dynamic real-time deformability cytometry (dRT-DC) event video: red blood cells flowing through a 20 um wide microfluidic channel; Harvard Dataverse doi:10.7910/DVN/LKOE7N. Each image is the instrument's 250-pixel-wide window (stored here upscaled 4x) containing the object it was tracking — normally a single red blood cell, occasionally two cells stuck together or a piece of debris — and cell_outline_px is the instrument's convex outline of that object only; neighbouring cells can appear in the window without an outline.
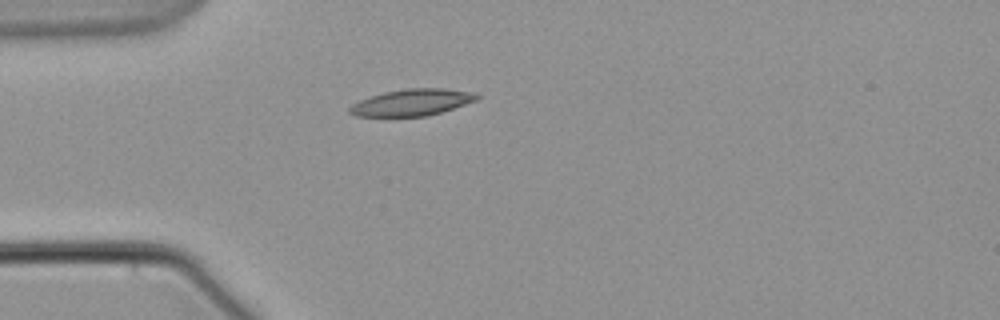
{"species": "common noctule bat (a hibernating species)", "species_latin": "Nyctalus noctula", "temperature_condition": "warm", "stored_images_in_passage": 11, "camera_frame_rate_fps": 3000, "um_per_image_px": 0.085, "animal": {"sex": "male", "body_mass_g": 21.5, "forearm_length_mm": 52.0}, "frame": {"image": 1, "passage_image": 4, "time_ms": 4.667, "image_size_px": [1000, 320], "cell_outline_px": [[480, 96], [476, 100], [428, 116], [356, 116], [348, 112], [348, 108], [352, 104], [360, 100], [384, 92], [408, 88], [444, 88], [476, 92]], "centroid_in_image_um": [35.02, 8.69], "position_along_channel_um": 50.0, "area_um2": 19.59}}
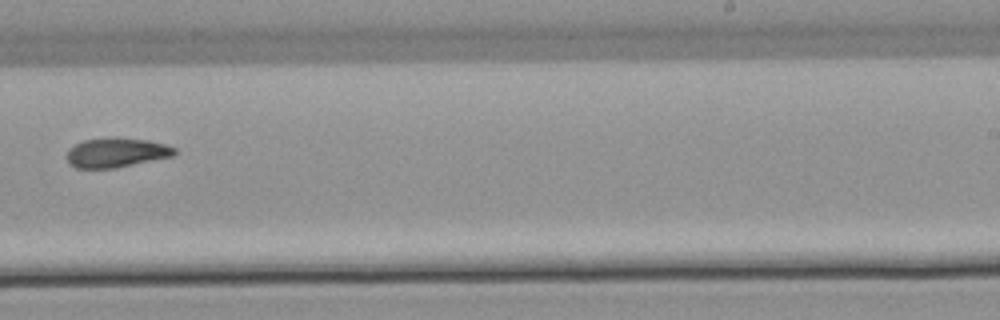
{"frame": {"image": 2, "passage_image": 10, "time_ms": 12.0, "image_size_px": [1000, 320], "cell_outline_px": [[176, 152], [172, 156], [116, 168], [76, 168], [68, 164], [64, 156], [68, 148], [84, 140], [148, 140], [164, 144], [176, 148]], "centroid_in_image_um": [9.82, 13.02], "position_along_channel_um": 279.2, "area_um2": 17.92}}